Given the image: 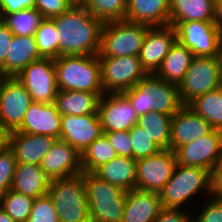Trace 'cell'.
I'll return each instance as SVG.
<instances>
[{"label":"cell","instance_id":"2e32d148","mask_svg":"<svg viewBox=\"0 0 222 222\" xmlns=\"http://www.w3.org/2000/svg\"><path fill=\"white\" fill-rule=\"evenodd\" d=\"M176 41L177 33L173 25L148 28L138 55L147 74L157 72Z\"/></svg>","mask_w":222,"mask_h":222},{"label":"cell","instance_id":"ffe728a7","mask_svg":"<svg viewBox=\"0 0 222 222\" xmlns=\"http://www.w3.org/2000/svg\"><path fill=\"white\" fill-rule=\"evenodd\" d=\"M57 139L49 135H35L13 131L7 135V145L17 163L40 165L42 158Z\"/></svg>","mask_w":222,"mask_h":222},{"label":"cell","instance_id":"7402d4cb","mask_svg":"<svg viewBox=\"0 0 222 222\" xmlns=\"http://www.w3.org/2000/svg\"><path fill=\"white\" fill-rule=\"evenodd\" d=\"M162 209L159 193L133 189L127 192L122 222H154Z\"/></svg>","mask_w":222,"mask_h":222},{"label":"cell","instance_id":"cb8c5ba5","mask_svg":"<svg viewBox=\"0 0 222 222\" xmlns=\"http://www.w3.org/2000/svg\"><path fill=\"white\" fill-rule=\"evenodd\" d=\"M125 20L150 27L170 25V0H127Z\"/></svg>","mask_w":222,"mask_h":222},{"label":"cell","instance_id":"5b68a950","mask_svg":"<svg viewBox=\"0 0 222 222\" xmlns=\"http://www.w3.org/2000/svg\"><path fill=\"white\" fill-rule=\"evenodd\" d=\"M91 222H122L127 192L101 180L92 172L83 173Z\"/></svg>","mask_w":222,"mask_h":222},{"label":"cell","instance_id":"44dd1931","mask_svg":"<svg viewBox=\"0 0 222 222\" xmlns=\"http://www.w3.org/2000/svg\"><path fill=\"white\" fill-rule=\"evenodd\" d=\"M61 114L55 103L44 104L33 101L17 132L49 135L60 139Z\"/></svg>","mask_w":222,"mask_h":222},{"label":"cell","instance_id":"1f68e13d","mask_svg":"<svg viewBox=\"0 0 222 222\" xmlns=\"http://www.w3.org/2000/svg\"><path fill=\"white\" fill-rule=\"evenodd\" d=\"M118 154L109 143L107 137L102 134L95 139L81 154V166L83 173L94 172L99 166L108 163Z\"/></svg>","mask_w":222,"mask_h":222},{"label":"cell","instance_id":"e575fe53","mask_svg":"<svg viewBox=\"0 0 222 222\" xmlns=\"http://www.w3.org/2000/svg\"><path fill=\"white\" fill-rule=\"evenodd\" d=\"M34 199L9 189L0 196V206L14 222H26L29 218Z\"/></svg>","mask_w":222,"mask_h":222},{"label":"cell","instance_id":"277c9868","mask_svg":"<svg viewBox=\"0 0 222 222\" xmlns=\"http://www.w3.org/2000/svg\"><path fill=\"white\" fill-rule=\"evenodd\" d=\"M197 194L211 197L210 171L180 164L176 165L172 177L159 192L162 207L174 209L188 205Z\"/></svg>","mask_w":222,"mask_h":222},{"label":"cell","instance_id":"f546056e","mask_svg":"<svg viewBox=\"0 0 222 222\" xmlns=\"http://www.w3.org/2000/svg\"><path fill=\"white\" fill-rule=\"evenodd\" d=\"M187 106L202 116L212 129L222 131V90L220 87L195 98Z\"/></svg>","mask_w":222,"mask_h":222},{"label":"cell","instance_id":"f907efd6","mask_svg":"<svg viewBox=\"0 0 222 222\" xmlns=\"http://www.w3.org/2000/svg\"><path fill=\"white\" fill-rule=\"evenodd\" d=\"M74 5H82L86 0H70Z\"/></svg>","mask_w":222,"mask_h":222},{"label":"cell","instance_id":"ab89813d","mask_svg":"<svg viewBox=\"0 0 222 222\" xmlns=\"http://www.w3.org/2000/svg\"><path fill=\"white\" fill-rule=\"evenodd\" d=\"M74 4L70 0H35L34 8L43 18H53L68 11Z\"/></svg>","mask_w":222,"mask_h":222},{"label":"cell","instance_id":"4dcf8cb0","mask_svg":"<svg viewBox=\"0 0 222 222\" xmlns=\"http://www.w3.org/2000/svg\"><path fill=\"white\" fill-rule=\"evenodd\" d=\"M172 116L150 111L139 116L137 125L149 135V138L161 149H170Z\"/></svg>","mask_w":222,"mask_h":222},{"label":"cell","instance_id":"d590c367","mask_svg":"<svg viewBox=\"0 0 222 222\" xmlns=\"http://www.w3.org/2000/svg\"><path fill=\"white\" fill-rule=\"evenodd\" d=\"M58 36L59 32L55 28L54 20L44 18L34 34L39 53L43 58L59 57Z\"/></svg>","mask_w":222,"mask_h":222},{"label":"cell","instance_id":"f6af8a7d","mask_svg":"<svg viewBox=\"0 0 222 222\" xmlns=\"http://www.w3.org/2000/svg\"><path fill=\"white\" fill-rule=\"evenodd\" d=\"M210 177L211 197L222 201V159L213 167Z\"/></svg>","mask_w":222,"mask_h":222},{"label":"cell","instance_id":"ac0fdd59","mask_svg":"<svg viewBox=\"0 0 222 222\" xmlns=\"http://www.w3.org/2000/svg\"><path fill=\"white\" fill-rule=\"evenodd\" d=\"M102 134L98 114L61 116L60 140L68 142L80 154Z\"/></svg>","mask_w":222,"mask_h":222},{"label":"cell","instance_id":"484cf974","mask_svg":"<svg viewBox=\"0 0 222 222\" xmlns=\"http://www.w3.org/2000/svg\"><path fill=\"white\" fill-rule=\"evenodd\" d=\"M136 162L133 158L117 156L99 166L93 174L128 192L136 189Z\"/></svg>","mask_w":222,"mask_h":222},{"label":"cell","instance_id":"4316f807","mask_svg":"<svg viewBox=\"0 0 222 222\" xmlns=\"http://www.w3.org/2000/svg\"><path fill=\"white\" fill-rule=\"evenodd\" d=\"M103 94L104 93H90L87 91L58 90L55 104L58 112L62 116L98 114V104Z\"/></svg>","mask_w":222,"mask_h":222},{"label":"cell","instance_id":"30bf717a","mask_svg":"<svg viewBox=\"0 0 222 222\" xmlns=\"http://www.w3.org/2000/svg\"><path fill=\"white\" fill-rule=\"evenodd\" d=\"M177 41L189 48L194 56L219 57L221 55L220 29L214 22L188 21L172 24Z\"/></svg>","mask_w":222,"mask_h":222},{"label":"cell","instance_id":"e0dca14e","mask_svg":"<svg viewBox=\"0 0 222 222\" xmlns=\"http://www.w3.org/2000/svg\"><path fill=\"white\" fill-rule=\"evenodd\" d=\"M41 169L50 179L73 177L83 173L81 154L68 142L57 139L42 158Z\"/></svg>","mask_w":222,"mask_h":222},{"label":"cell","instance_id":"52a82bcc","mask_svg":"<svg viewBox=\"0 0 222 222\" xmlns=\"http://www.w3.org/2000/svg\"><path fill=\"white\" fill-rule=\"evenodd\" d=\"M149 27L125 19L103 23L98 57L138 56Z\"/></svg>","mask_w":222,"mask_h":222},{"label":"cell","instance_id":"ee69618b","mask_svg":"<svg viewBox=\"0 0 222 222\" xmlns=\"http://www.w3.org/2000/svg\"><path fill=\"white\" fill-rule=\"evenodd\" d=\"M35 0H0V15H8L25 9H32Z\"/></svg>","mask_w":222,"mask_h":222},{"label":"cell","instance_id":"7a4b0ae2","mask_svg":"<svg viewBox=\"0 0 222 222\" xmlns=\"http://www.w3.org/2000/svg\"><path fill=\"white\" fill-rule=\"evenodd\" d=\"M122 93L129 99L138 116L154 111L173 117L183 106L178 85L155 74H147L134 87Z\"/></svg>","mask_w":222,"mask_h":222},{"label":"cell","instance_id":"5bb4252c","mask_svg":"<svg viewBox=\"0 0 222 222\" xmlns=\"http://www.w3.org/2000/svg\"><path fill=\"white\" fill-rule=\"evenodd\" d=\"M175 154L177 164L200 167L211 172L222 159V131L213 129L207 135L180 146Z\"/></svg>","mask_w":222,"mask_h":222},{"label":"cell","instance_id":"7bdbcfd3","mask_svg":"<svg viewBox=\"0 0 222 222\" xmlns=\"http://www.w3.org/2000/svg\"><path fill=\"white\" fill-rule=\"evenodd\" d=\"M184 208H163L154 222H193V215L192 213L190 214L191 211L188 210L189 212H186L187 206Z\"/></svg>","mask_w":222,"mask_h":222},{"label":"cell","instance_id":"4fadbf2b","mask_svg":"<svg viewBox=\"0 0 222 222\" xmlns=\"http://www.w3.org/2000/svg\"><path fill=\"white\" fill-rule=\"evenodd\" d=\"M177 165L176 154L171 149L136 162V189L159 193L170 180Z\"/></svg>","mask_w":222,"mask_h":222},{"label":"cell","instance_id":"9c48e42d","mask_svg":"<svg viewBox=\"0 0 222 222\" xmlns=\"http://www.w3.org/2000/svg\"><path fill=\"white\" fill-rule=\"evenodd\" d=\"M99 60L104 93H122L147 75L138 56L99 57Z\"/></svg>","mask_w":222,"mask_h":222},{"label":"cell","instance_id":"bcb514c9","mask_svg":"<svg viewBox=\"0 0 222 222\" xmlns=\"http://www.w3.org/2000/svg\"><path fill=\"white\" fill-rule=\"evenodd\" d=\"M13 36L8 27L0 19V67L5 63Z\"/></svg>","mask_w":222,"mask_h":222},{"label":"cell","instance_id":"8992f818","mask_svg":"<svg viewBox=\"0 0 222 222\" xmlns=\"http://www.w3.org/2000/svg\"><path fill=\"white\" fill-rule=\"evenodd\" d=\"M48 194L59 222H91L83 173L50 180Z\"/></svg>","mask_w":222,"mask_h":222},{"label":"cell","instance_id":"816d5d0a","mask_svg":"<svg viewBox=\"0 0 222 222\" xmlns=\"http://www.w3.org/2000/svg\"><path fill=\"white\" fill-rule=\"evenodd\" d=\"M220 38H221V55H222V29L220 30Z\"/></svg>","mask_w":222,"mask_h":222},{"label":"cell","instance_id":"60d3db41","mask_svg":"<svg viewBox=\"0 0 222 222\" xmlns=\"http://www.w3.org/2000/svg\"><path fill=\"white\" fill-rule=\"evenodd\" d=\"M206 201L201 211L195 212L197 217L193 216V222H222V201L213 197Z\"/></svg>","mask_w":222,"mask_h":222},{"label":"cell","instance_id":"6da1fadb","mask_svg":"<svg viewBox=\"0 0 222 222\" xmlns=\"http://www.w3.org/2000/svg\"><path fill=\"white\" fill-rule=\"evenodd\" d=\"M52 19L59 32V56L99 53L103 23L84 6L73 5Z\"/></svg>","mask_w":222,"mask_h":222},{"label":"cell","instance_id":"3957f363","mask_svg":"<svg viewBox=\"0 0 222 222\" xmlns=\"http://www.w3.org/2000/svg\"><path fill=\"white\" fill-rule=\"evenodd\" d=\"M58 90L104 93L96 55H65L54 59Z\"/></svg>","mask_w":222,"mask_h":222},{"label":"cell","instance_id":"7dc6e473","mask_svg":"<svg viewBox=\"0 0 222 222\" xmlns=\"http://www.w3.org/2000/svg\"><path fill=\"white\" fill-rule=\"evenodd\" d=\"M214 24L222 29V0H214Z\"/></svg>","mask_w":222,"mask_h":222},{"label":"cell","instance_id":"c3c4849f","mask_svg":"<svg viewBox=\"0 0 222 222\" xmlns=\"http://www.w3.org/2000/svg\"><path fill=\"white\" fill-rule=\"evenodd\" d=\"M7 135L8 133L3 129L2 125L0 124V150L7 145Z\"/></svg>","mask_w":222,"mask_h":222},{"label":"cell","instance_id":"f1b7e54d","mask_svg":"<svg viewBox=\"0 0 222 222\" xmlns=\"http://www.w3.org/2000/svg\"><path fill=\"white\" fill-rule=\"evenodd\" d=\"M214 0H170V25L174 22H213Z\"/></svg>","mask_w":222,"mask_h":222},{"label":"cell","instance_id":"9a60e30c","mask_svg":"<svg viewBox=\"0 0 222 222\" xmlns=\"http://www.w3.org/2000/svg\"><path fill=\"white\" fill-rule=\"evenodd\" d=\"M98 115L103 133L129 131L139 118L123 93H104L99 100Z\"/></svg>","mask_w":222,"mask_h":222},{"label":"cell","instance_id":"d6a6232c","mask_svg":"<svg viewBox=\"0 0 222 222\" xmlns=\"http://www.w3.org/2000/svg\"><path fill=\"white\" fill-rule=\"evenodd\" d=\"M0 19L13 35L34 36L44 18L39 11L32 8L0 15Z\"/></svg>","mask_w":222,"mask_h":222},{"label":"cell","instance_id":"ba28073f","mask_svg":"<svg viewBox=\"0 0 222 222\" xmlns=\"http://www.w3.org/2000/svg\"><path fill=\"white\" fill-rule=\"evenodd\" d=\"M222 55L219 57L195 56L188 67L178 90L181 103L188 105L195 98L220 87Z\"/></svg>","mask_w":222,"mask_h":222},{"label":"cell","instance_id":"74e56055","mask_svg":"<svg viewBox=\"0 0 222 222\" xmlns=\"http://www.w3.org/2000/svg\"><path fill=\"white\" fill-rule=\"evenodd\" d=\"M26 222H59L53 201L48 193L34 199Z\"/></svg>","mask_w":222,"mask_h":222},{"label":"cell","instance_id":"7c38bea8","mask_svg":"<svg viewBox=\"0 0 222 222\" xmlns=\"http://www.w3.org/2000/svg\"><path fill=\"white\" fill-rule=\"evenodd\" d=\"M16 78L35 102L52 104L58 93L54 59L41 58L26 66Z\"/></svg>","mask_w":222,"mask_h":222},{"label":"cell","instance_id":"83f0119b","mask_svg":"<svg viewBox=\"0 0 222 222\" xmlns=\"http://www.w3.org/2000/svg\"><path fill=\"white\" fill-rule=\"evenodd\" d=\"M194 57L193 52L189 48L176 41L155 75L179 86Z\"/></svg>","mask_w":222,"mask_h":222},{"label":"cell","instance_id":"b9f144b4","mask_svg":"<svg viewBox=\"0 0 222 222\" xmlns=\"http://www.w3.org/2000/svg\"><path fill=\"white\" fill-rule=\"evenodd\" d=\"M116 150L118 156L132 158V142L129 131L103 133Z\"/></svg>","mask_w":222,"mask_h":222},{"label":"cell","instance_id":"f35d334b","mask_svg":"<svg viewBox=\"0 0 222 222\" xmlns=\"http://www.w3.org/2000/svg\"><path fill=\"white\" fill-rule=\"evenodd\" d=\"M17 161L13 151L6 145L0 150V196L11 189Z\"/></svg>","mask_w":222,"mask_h":222},{"label":"cell","instance_id":"8fae6325","mask_svg":"<svg viewBox=\"0 0 222 222\" xmlns=\"http://www.w3.org/2000/svg\"><path fill=\"white\" fill-rule=\"evenodd\" d=\"M32 102L29 92L15 76L0 78V124L7 133L22 125Z\"/></svg>","mask_w":222,"mask_h":222},{"label":"cell","instance_id":"836d02e7","mask_svg":"<svg viewBox=\"0 0 222 222\" xmlns=\"http://www.w3.org/2000/svg\"><path fill=\"white\" fill-rule=\"evenodd\" d=\"M82 6L96 19L106 23L125 19L127 0H86Z\"/></svg>","mask_w":222,"mask_h":222},{"label":"cell","instance_id":"d4e9b609","mask_svg":"<svg viewBox=\"0 0 222 222\" xmlns=\"http://www.w3.org/2000/svg\"><path fill=\"white\" fill-rule=\"evenodd\" d=\"M49 183L40 165L17 163L11 189L36 199L48 193Z\"/></svg>","mask_w":222,"mask_h":222},{"label":"cell","instance_id":"d6986e66","mask_svg":"<svg viewBox=\"0 0 222 222\" xmlns=\"http://www.w3.org/2000/svg\"><path fill=\"white\" fill-rule=\"evenodd\" d=\"M212 130L202 116L183 105L171 120L170 149L175 152L180 146L195 141Z\"/></svg>","mask_w":222,"mask_h":222},{"label":"cell","instance_id":"681fc988","mask_svg":"<svg viewBox=\"0 0 222 222\" xmlns=\"http://www.w3.org/2000/svg\"><path fill=\"white\" fill-rule=\"evenodd\" d=\"M0 222H14L13 219L0 206Z\"/></svg>","mask_w":222,"mask_h":222},{"label":"cell","instance_id":"8d00e7d4","mask_svg":"<svg viewBox=\"0 0 222 222\" xmlns=\"http://www.w3.org/2000/svg\"><path fill=\"white\" fill-rule=\"evenodd\" d=\"M129 134L132 142V158L135 160L147 158L158 153L161 148L155 144L149 135L137 124L130 130Z\"/></svg>","mask_w":222,"mask_h":222},{"label":"cell","instance_id":"603a6c76","mask_svg":"<svg viewBox=\"0 0 222 222\" xmlns=\"http://www.w3.org/2000/svg\"><path fill=\"white\" fill-rule=\"evenodd\" d=\"M41 58L34 36L14 35L5 63L0 67V75L16 77L31 62Z\"/></svg>","mask_w":222,"mask_h":222}]
</instances>
